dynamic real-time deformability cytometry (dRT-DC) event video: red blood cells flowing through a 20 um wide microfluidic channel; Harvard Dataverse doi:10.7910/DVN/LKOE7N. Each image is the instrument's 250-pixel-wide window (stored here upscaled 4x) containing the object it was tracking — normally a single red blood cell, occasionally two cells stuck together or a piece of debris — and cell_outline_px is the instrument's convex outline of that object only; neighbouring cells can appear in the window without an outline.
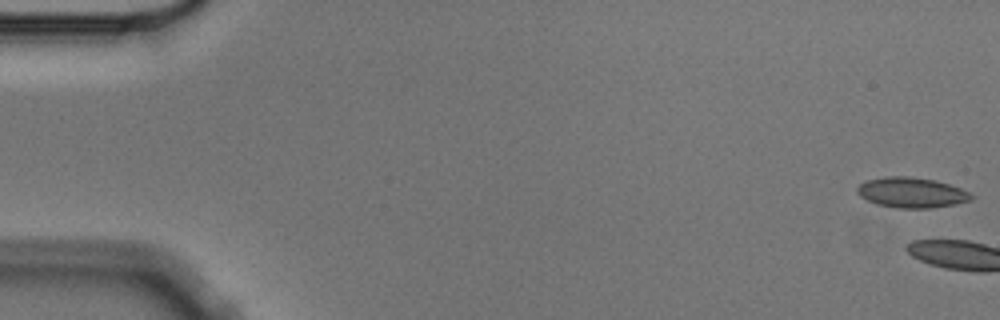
{"species": "Egyptian fruit bat (a non-hibernating species)", "species_latin": "Rousettus aegyptiacus", "temperature_condition": "cold", "stored_images_in_passage": 6, "camera_frame_rate_fps": 3000, "um_per_image_px": 0.085, "animal": {"sex": "male"}, "frame": {"image": 1, "passage_image": 1, "time_ms": 0.0, "image_size_px": [1000, 320], "cell_outline_px": [[976, 196], [972, 200], [956, 204], [932, 208], [896, 208], [876, 204], [860, 196], [856, 192], [856, 188], [860, 184], [868, 180], [888, 176], [908, 176], [936, 180], [960, 188]], "centroid_in_image_um": [77.5, 16.37], "position_along_channel_um": 7.5, "area_um2": 20.23}}